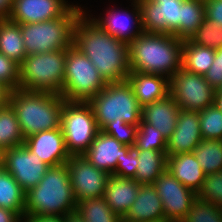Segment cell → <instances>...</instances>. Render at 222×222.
Returning a JSON list of instances; mask_svg holds the SVG:
<instances>
[{
	"label": "cell",
	"mask_w": 222,
	"mask_h": 222,
	"mask_svg": "<svg viewBox=\"0 0 222 222\" xmlns=\"http://www.w3.org/2000/svg\"><path fill=\"white\" fill-rule=\"evenodd\" d=\"M73 45L88 57L107 83L127 80L130 73L128 43L107 33L85 10L75 22Z\"/></svg>",
	"instance_id": "cell-1"
},
{
	"label": "cell",
	"mask_w": 222,
	"mask_h": 222,
	"mask_svg": "<svg viewBox=\"0 0 222 222\" xmlns=\"http://www.w3.org/2000/svg\"><path fill=\"white\" fill-rule=\"evenodd\" d=\"M172 34L143 32L129 46L130 71L171 78L182 67V46Z\"/></svg>",
	"instance_id": "cell-2"
},
{
	"label": "cell",
	"mask_w": 222,
	"mask_h": 222,
	"mask_svg": "<svg viewBox=\"0 0 222 222\" xmlns=\"http://www.w3.org/2000/svg\"><path fill=\"white\" fill-rule=\"evenodd\" d=\"M76 209L66 164L49 167L40 182L25 194L24 218L66 216Z\"/></svg>",
	"instance_id": "cell-3"
},
{
	"label": "cell",
	"mask_w": 222,
	"mask_h": 222,
	"mask_svg": "<svg viewBox=\"0 0 222 222\" xmlns=\"http://www.w3.org/2000/svg\"><path fill=\"white\" fill-rule=\"evenodd\" d=\"M66 100L49 92L15 89L8 93V103L15 110L24 138L61 127V113Z\"/></svg>",
	"instance_id": "cell-4"
},
{
	"label": "cell",
	"mask_w": 222,
	"mask_h": 222,
	"mask_svg": "<svg viewBox=\"0 0 222 222\" xmlns=\"http://www.w3.org/2000/svg\"><path fill=\"white\" fill-rule=\"evenodd\" d=\"M78 3L63 16L52 20L20 24L27 55L63 50L73 44V28L86 7Z\"/></svg>",
	"instance_id": "cell-5"
},
{
	"label": "cell",
	"mask_w": 222,
	"mask_h": 222,
	"mask_svg": "<svg viewBox=\"0 0 222 222\" xmlns=\"http://www.w3.org/2000/svg\"><path fill=\"white\" fill-rule=\"evenodd\" d=\"M88 103L94 111L99 130L107 124H140L142 106L127 80L107 83Z\"/></svg>",
	"instance_id": "cell-6"
},
{
	"label": "cell",
	"mask_w": 222,
	"mask_h": 222,
	"mask_svg": "<svg viewBox=\"0 0 222 222\" xmlns=\"http://www.w3.org/2000/svg\"><path fill=\"white\" fill-rule=\"evenodd\" d=\"M65 64L66 49L27 55L19 64L18 88L60 94Z\"/></svg>",
	"instance_id": "cell-7"
},
{
	"label": "cell",
	"mask_w": 222,
	"mask_h": 222,
	"mask_svg": "<svg viewBox=\"0 0 222 222\" xmlns=\"http://www.w3.org/2000/svg\"><path fill=\"white\" fill-rule=\"evenodd\" d=\"M107 82L92 62L73 44L66 49L64 82L60 95L68 102H89Z\"/></svg>",
	"instance_id": "cell-8"
},
{
	"label": "cell",
	"mask_w": 222,
	"mask_h": 222,
	"mask_svg": "<svg viewBox=\"0 0 222 222\" xmlns=\"http://www.w3.org/2000/svg\"><path fill=\"white\" fill-rule=\"evenodd\" d=\"M61 128L70 155H83L100 131L88 102L66 101L61 113Z\"/></svg>",
	"instance_id": "cell-9"
},
{
	"label": "cell",
	"mask_w": 222,
	"mask_h": 222,
	"mask_svg": "<svg viewBox=\"0 0 222 222\" xmlns=\"http://www.w3.org/2000/svg\"><path fill=\"white\" fill-rule=\"evenodd\" d=\"M170 95L180 109L201 111L213 105L215 89L205 77L180 68L169 79Z\"/></svg>",
	"instance_id": "cell-10"
},
{
	"label": "cell",
	"mask_w": 222,
	"mask_h": 222,
	"mask_svg": "<svg viewBox=\"0 0 222 222\" xmlns=\"http://www.w3.org/2000/svg\"><path fill=\"white\" fill-rule=\"evenodd\" d=\"M130 1L131 5L124 8L125 10L122 7L121 9L119 6L116 7L115 3L109 4V7L105 8L106 11L96 17L91 13L92 11L87 10L88 8L84 9L107 33L129 44L144 32L140 6L137 0ZM130 6L132 7L131 10Z\"/></svg>",
	"instance_id": "cell-11"
},
{
	"label": "cell",
	"mask_w": 222,
	"mask_h": 222,
	"mask_svg": "<svg viewBox=\"0 0 222 222\" xmlns=\"http://www.w3.org/2000/svg\"><path fill=\"white\" fill-rule=\"evenodd\" d=\"M143 31L172 34L181 40V4L183 0H137Z\"/></svg>",
	"instance_id": "cell-12"
},
{
	"label": "cell",
	"mask_w": 222,
	"mask_h": 222,
	"mask_svg": "<svg viewBox=\"0 0 222 222\" xmlns=\"http://www.w3.org/2000/svg\"><path fill=\"white\" fill-rule=\"evenodd\" d=\"M77 203L104 196L109 174L97 169L84 155H71L66 162Z\"/></svg>",
	"instance_id": "cell-13"
},
{
	"label": "cell",
	"mask_w": 222,
	"mask_h": 222,
	"mask_svg": "<svg viewBox=\"0 0 222 222\" xmlns=\"http://www.w3.org/2000/svg\"><path fill=\"white\" fill-rule=\"evenodd\" d=\"M159 197L162 200L166 222H181L197 194L180 183L166 169L153 183Z\"/></svg>",
	"instance_id": "cell-14"
},
{
	"label": "cell",
	"mask_w": 222,
	"mask_h": 222,
	"mask_svg": "<svg viewBox=\"0 0 222 222\" xmlns=\"http://www.w3.org/2000/svg\"><path fill=\"white\" fill-rule=\"evenodd\" d=\"M49 167L24 144L5 151L4 169L13 176L25 193L40 182Z\"/></svg>",
	"instance_id": "cell-15"
},
{
	"label": "cell",
	"mask_w": 222,
	"mask_h": 222,
	"mask_svg": "<svg viewBox=\"0 0 222 222\" xmlns=\"http://www.w3.org/2000/svg\"><path fill=\"white\" fill-rule=\"evenodd\" d=\"M73 5L68 0H13L8 19L17 24L48 21L63 16Z\"/></svg>",
	"instance_id": "cell-16"
},
{
	"label": "cell",
	"mask_w": 222,
	"mask_h": 222,
	"mask_svg": "<svg viewBox=\"0 0 222 222\" xmlns=\"http://www.w3.org/2000/svg\"><path fill=\"white\" fill-rule=\"evenodd\" d=\"M24 145L50 167L66 164L70 159L61 127L28 136Z\"/></svg>",
	"instance_id": "cell-17"
},
{
	"label": "cell",
	"mask_w": 222,
	"mask_h": 222,
	"mask_svg": "<svg viewBox=\"0 0 222 222\" xmlns=\"http://www.w3.org/2000/svg\"><path fill=\"white\" fill-rule=\"evenodd\" d=\"M202 140L199 111L180 109L175 130L167 139L166 154L193 152Z\"/></svg>",
	"instance_id": "cell-18"
},
{
	"label": "cell",
	"mask_w": 222,
	"mask_h": 222,
	"mask_svg": "<svg viewBox=\"0 0 222 222\" xmlns=\"http://www.w3.org/2000/svg\"><path fill=\"white\" fill-rule=\"evenodd\" d=\"M131 148L100 130L90 148L83 155L97 169L113 175L117 160L126 155Z\"/></svg>",
	"instance_id": "cell-19"
},
{
	"label": "cell",
	"mask_w": 222,
	"mask_h": 222,
	"mask_svg": "<svg viewBox=\"0 0 222 222\" xmlns=\"http://www.w3.org/2000/svg\"><path fill=\"white\" fill-rule=\"evenodd\" d=\"M122 222H166L161 198L153 184L141 185Z\"/></svg>",
	"instance_id": "cell-20"
},
{
	"label": "cell",
	"mask_w": 222,
	"mask_h": 222,
	"mask_svg": "<svg viewBox=\"0 0 222 222\" xmlns=\"http://www.w3.org/2000/svg\"><path fill=\"white\" fill-rule=\"evenodd\" d=\"M180 108L169 94L142 106L141 120L158 129L166 139L174 132Z\"/></svg>",
	"instance_id": "cell-21"
},
{
	"label": "cell",
	"mask_w": 222,
	"mask_h": 222,
	"mask_svg": "<svg viewBox=\"0 0 222 222\" xmlns=\"http://www.w3.org/2000/svg\"><path fill=\"white\" fill-rule=\"evenodd\" d=\"M140 184L133 178L110 175L103 198L114 213L121 218L129 211L140 190Z\"/></svg>",
	"instance_id": "cell-22"
},
{
	"label": "cell",
	"mask_w": 222,
	"mask_h": 222,
	"mask_svg": "<svg viewBox=\"0 0 222 222\" xmlns=\"http://www.w3.org/2000/svg\"><path fill=\"white\" fill-rule=\"evenodd\" d=\"M127 81L141 106L163 99L170 94L169 78L162 75L130 71Z\"/></svg>",
	"instance_id": "cell-23"
},
{
	"label": "cell",
	"mask_w": 222,
	"mask_h": 222,
	"mask_svg": "<svg viewBox=\"0 0 222 222\" xmlns=\"http://www.w3.org/2000/svg\"><path fill=\"white\" fill-rule=\"evenodd\" d=\"M167 169L180 183L196 194L206 175L193 152L167 155Z\"/></svg>",
	"instance_id": "cell-24"
},
{
	"label": "cell",
	"mask_w": 222,
	"mask_h": 222,
	"mask_svg": "<svg viewBox=\"0 0 222 222\" xmlns=\"http://www.w3.org/2000/svg\"><path fill=\"white\" fill-rule=\"evenodd\" d=\"M138 165L135 180L140 185L153 184L167 169L166 151L137 150Z\"/></svg>",
	"instance_id": "cell-25"
},
{
	"label": "cell",
	"mask_w": 222,
	"mask_h": 222,
	"mask_svg": "<svg viewBox=\"0 0 222 222\" xmlns=\"http://www.w3.org/2000/svg\"><path fill=\"white\" fill-rule=\"evenodd\" d=\"M0 53L20 64L27 56L20 24L0 19Z\"/></svg>",
	"instance_id": "cell-26"
},
{
	"label": "cell",
	"mask_w": 222,
	"mask_h": 222,
	"mask_svg": "<svg viewBox=\"0 0 222 222\" xmlns=\"http://www.w3.org/2000/svg\"><path fill=\"white\" fill-rule=\"evenodd\" d=\"M215 49L199 46L189 39L182 46V68L204 76L214 62Z\"/></svg>",
	"instance_id": "cell-27"
},
{
	"label": "cell",
	"mask_w": 222,
	"mask_h": 222,
	"mask_svg": "<svg viewBox=\"0 0 222 222\" xmlns=\"http://www.w3.org/2000/svg\"><path fill=\"white\" fill-rule=\"evenodd\" d=\"M15 110L7 102L0 107V148L4 151L24 144Z\"/></svg>",
	"instance_id": "cell-28"
},
{
	"label": "cell",
	"mask_w": 222,
	"mask_h": 222,
	"mask_svg": "<svg viewBox=\"0 0 222 222\" xmlns=\"http://www.w3.org/2000/svg\"><path fill=\"white\" fill-rule=\"evenodd\" d=\"M25 194L9 172L0 170V207L18 212L24 218Z\"/></svg>",
	"instance_id": "cell-29"
},
{
	"label": "cell",
	"mask_w": 222,
	"mask_h": 222,
	"mask_svg": "<svg viewBox=\"0 0 222 222\" xmlns=\"http://www.w3.org/2000/svg\"><path fill=\"white\" fill-rule=\"evenodd\" d=\"M76 213L85 222H122L103 197L85 199L77 203Z\"/></svg>",
	"instance_id": "cell-30"
},
{
	"label": "cell",
	"mask_w": 222,
	"mask_h": 222,
	"mask_svg": "<svg viewBox=\"0 0 222 222\" xmlns=\"http://www.w3.org/2000/svg\"><path fill=\"white\" fill-rule=\"evenodd\" d=\"M193 154L206 175L222 171V140L203 139Z\"/></svg>",
	"instance_id": "cell-31"
},
{
	"label": "cell",
	"mask_w": 222,
	"mask_h": 222,
	"mask_svg": "<svg viewBox=\"0 0 222 222\" xmlns=\"http://www.w3.org/2000/svg\"><path fill=\"white\" fill-rule=\"evenodd\" d=\"M205 18L204 3L183 0L181 4V40L190 39Z\"/></svg>",
	"instance_id": "cell-32"
},
{
	"label": "cell",
	"mask_w": 222,
	"mask_h": 222,
	"mask_svg": "<svg viewBox=\"0 0 222 222\" xmlns=\"http://www.w3.org/2000/svg\"><path fill=\"white\" fill-rule=\"evenodd\" d=\"M134 148L136 150L166 151L167 139L158 129L141 120L138 125Z\"/></svg>",
	"instance_id": "cell-33"
},
{
	"label": "cell",
	"mask_w": 222,
	"mask_h": 222,
	"mask_svg": "<svg viewBox=\"0 0 222 222\" xmlns=\"http://www.w3.org/2000/svg\"><path fill=\"white\" fill-rule=\"evenodd\" d=\"M199 118L203 139L222 140V111L211 105L199 111Z\"/></svg>",
	"instance_id": "cell-34"
},
{
	"label": "cell",
	"mask_w": 222,
	"mask_h": 222,
	"mask_svg": "<svg viewBox=\"0 0 222 222\" xmlns=\"http://www.w3.org/2000/svg\"><path fill=\"white\" fill-rule=\"evenodd\" d=\"M199 46L219 49L222 47V25L203 19L202 24L189 39Z\"/></svg>",
	"instance_id": "cell-35"
},
{
	"label": "cell",
	"mask_w": 222,
	"mask_h": 222,
	"mask_svg": "<svg viewBox=\"0 0 222 222\" xmlns=\"http://www.w3.org/2000/svg\"><path fill=\"white\" fill-rule=\"evenodd\" d=\"M181 222H222V208L196 198Z\"/></svg>",
	"instance_id": "cell-36"
},
{
	"label": "cell",
	"mask_w": 222,
	"mask_h": 222,
	"mask_svg": "<svg viewBox=\"0 0 222 222\" xmlns=\"http://www.w3.org/2000/svg\"><path fill=\"white\" fill-rule=\"evenodd\" d=\"M197 198L222 208V171L205 175Z\"/></svg>",
	"instance_id": "cell-37"
},
{
	"label": "cell",
	"mask_w": 222,
	"mask_h": 222,
	"mask_svg": "<svg viewBox=\"0 0 222 222\" xmlns=\"http://www.w3.org/2000/svg\"><path fill=\"white\" fill-rule=\"evenodd\" d=\"M19 64L0 53V85L9 92L18 89Z\"/></svg>",
	"instance_id": "cell-38"
},
{
	"label": "cell",
	"mask_w": 222,
	"mask_h": 222,
	"mask_svg": "<svg viewBox=\"0 0 222 222\" xmlns=\"http://www.w3.org/2000/svg\"><path fill=\"white\" fill-rule=\"evenodd\" d=\"M138 125L128 123L107 124L101 131L116 138L120 143L134 147Z\"/></svg>",
	"instance_id": "cell-39"
},
{
	"label": "cell",
	"mask_w": 222,
	"mask_h": 222,
	"mask_svg": "<svg viewBox=\"0 0 222 222\" xmlns=\"http://www.w3.org/2000/svg\"><path fill=\"white\" fill-rule=\"evenodd\" d=\"M138 165L137 150L132 147L126 155L117 160V167L113 175L122 178H135Z\"/></svg>",
	"instance_id": "cell-40"
},
{
	"label": "cell",
	"mask_w": 222,
	"mask_h": 222,
	"mask_svg": "<svg viewBox=\"0 0 222 222\" xmlns=\"http://www.w3.org/2000/svg\"><path fill=\"white\" fill-rule=\"evenodd\" d=\"M204 77L215 90L222 86V47L215 50L214 62Z\"/></svg>",
	"instance_id": "cell-41"
},
{
	"label": "cell",
	"mask_w": 222,
	"mask_h": 222,
	"mask_svg": "<svg viewBox=\"0 0 222 222\" xmlns=\"http://www.w3.org/2000/svg\"><path fill=\"white\" fill-rule=\"evenodd\" d=\"M205 18L222 25V0H209L204 3Z\"/></svg>",
	"instance_id": "cell-42"
},
{
	"label": "cell",
	"mask_w": 222,
	"mask_h": 222,
	"mask_svg": "<svg viewBox=\"0 0 222 222\" xmlns=\"http://www.w3.org/2000/svg\"><path fill=\"white\" fill-rule=\"evenodd\" d=\"M23 217L12 210L0 207V222H22Z\"/></svg>",
	"instance_id": "cell-43"
},
{
	"label": "cell",
	"mask_w": 222,
	"mask_h": 222,
	"mask_svg": "<svg viewBox=\"0 0 222 222\" xmlns=\"http://www.w3.org/2000/svg\"><path fill=\"white\" fill-rule=\"evenodd\" d=\"M22 222H66V216L23 218Z\"/></svg>",
	"instance_id": "cell-44"
},
{
	"label": "cell",
	"mask_w": 222,
	"mask_h": 222,
	"mask_svg": "<svg viewBox=\"0 0 222 222\" xmlns=\"http://www.w3.org/2000/svg\"><path fill=\"white\" fill-rule=\"evenodd\" d=\"M13 0H0V19L8 18Z\"/></svg>",
	"instance_id": "cell-45"
},
{
	"label": "cell",
	"mask_w": 222,
	"mask_h": 222,
	"mask_svg": "<svg viewBox=\"0 0 222 222\" xmlns=\"http://www.w3.org/2000/svg\"><path fill=\"white\" fill-rule=\"evenodd\" d=\"M8 93L9 91L0 85V107L8 102Z\"/></svg>",
	"instance_id": "cell-46"
},
{
	"label": "cell",
	"mask_w": 222,
	"mask_h": 222,
	"mask_svg": "<svg viewBox=\"0 0 222 222\" xmlns=\"http://www.w3.org/2000/svg\"><path fill=\"white\" fill-rule=\"evenodd\" d=\"M66 222H85L78 213L74 212L66 215Z\"/></svg>",
	"instance_id": "cell-47"
},
{
	"label": "cell",
	"mask_w": 222,
	"mask_h": 222,
	"mask_svg": "<svg viewBox=\"0 0 222 222\" xmlns=\"http://www.w3.org/2000/svg\"><path fill=\"white\" fill-rule=\"evenodd\" d=\"M213 105L216 106L220 111H222V93L214 94Z\"/></svg>",
	"instance_id": "cell-48"
},
{
	"label": "cell",
	"mask_w": 222,
	"mask_h": 222,
	"mask_svg": "<svg viewBox=\"0 0 222 222\" xmlns=\"http://www.w3.org/2000/svg\"><path fill=\"white\" fill-rule=\"evenodd\" d=\"M5 151L0 148V170L4 169Z\"/></svg>",
	"instance_id": "cell-49"
},
{
	"label": "cell",
	"mask_w": 222,
	"mask_h": 222,
	"mask_svg": "<svg viewBox=\"0 0 222 222\" xmlns=\"http://www.w3.org/2000/svg\"><path fill=\"white\" fill-rule=\"evenodd\" d=\"M215 93H222V86L219 89H216Z\"/></svg>",
	"instance_id": "cell-50"
},
{
	"label": "cell",
	"mask_w": 222,
	"mask_h": 222,
	"mask_svg": "<svg viewBox=\"0 0 222 222\" xmlns=\"http://www.w3.org/2000/svg\"><path fill=\"white\" fill-rule=\"evenodd\" d=\"M196 1L206 3V2H208L209 0H196Z\"/></svg>",
	"instance_id": "cell-51"
}]
</instances>
